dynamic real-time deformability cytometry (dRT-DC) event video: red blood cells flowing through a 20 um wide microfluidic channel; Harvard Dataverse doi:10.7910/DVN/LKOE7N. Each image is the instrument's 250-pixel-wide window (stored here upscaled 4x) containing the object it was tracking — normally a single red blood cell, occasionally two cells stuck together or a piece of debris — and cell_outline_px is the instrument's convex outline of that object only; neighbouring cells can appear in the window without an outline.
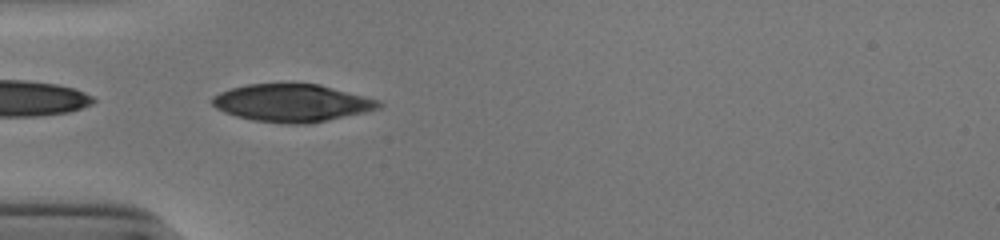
{"species": "human", "species_latin": "Homo sapiens", "temperature_condition": "cold", "stored_images_in_passage": 36, "camera_frame_rate_fps": 3000, "um_per_image_px": 0.085, "donor": {"sex": "male"}, "frame": {"image": 1, "passage_image": 1, "time_ms": 0.0, "image_size_px": [1000, 240], "cell_outline_px": [[384, 104], [380, 108], [364, 112], [308, 124], [288, 124], [252, 120], [236, 116], [224, 112], [216, 108], [212, 104], [212, 96], [220, 92], [232, 88], [248, 84], [320, 84], [380, 100]], "centroid_in_image_um": [24.83, 8.75], "position_along_channel_um": 60.2, "area_um2": 36.41}}
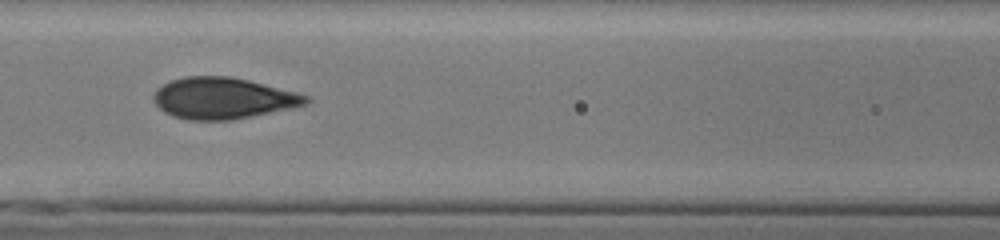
{"frame": {"image": 2, "passage_image": 8, "time_ms": 2.333, "image_size_px": [1000, 240], "cell_outline_px": [[312, 100], [304, 104], [292, 108], [232, 120], [188, 120], [172, 116], [164, 112], [152, 100], [152, 96], [164, 84], [172, 80], [184, 76], [228, 76], [248, 80], [296, 92], [308, 96]], "centroid_in_image_um": [18.95, 8.35], "position_along_channel_um": 147.7, "area_um2": 36.53}}
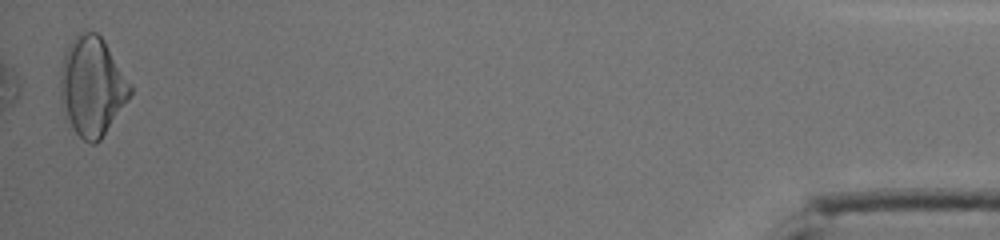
{"frame": {"image": 3, "passage_image": 36, "time_ms": 11.667, "image_size_px": [1000, 240], "cell_outline_px": [[132, 92], [100, 140], [96, 144], [88, 144], [68, 128], [64, 120], [60, 100], [60, 72], [64, 52], [68, 44], [80, 32], [96, 32], [104, 40], [132, 84]], "centroid_in_image_um": [7.78, 7.38], "position_along_channel_um": 427.4, "area_um2": 40.86}, "authors_computed_cell_mechanics": {"area_um2": 36.7608, "velocity_mm_per_s": 3.9235, "shape_relaxation_time_tau1_ms": 4.5697, "shape_relaxation_time_tau2_ms": null, "deformation_change_tau1": 0.1763, "deformation_change_tau2": null}}